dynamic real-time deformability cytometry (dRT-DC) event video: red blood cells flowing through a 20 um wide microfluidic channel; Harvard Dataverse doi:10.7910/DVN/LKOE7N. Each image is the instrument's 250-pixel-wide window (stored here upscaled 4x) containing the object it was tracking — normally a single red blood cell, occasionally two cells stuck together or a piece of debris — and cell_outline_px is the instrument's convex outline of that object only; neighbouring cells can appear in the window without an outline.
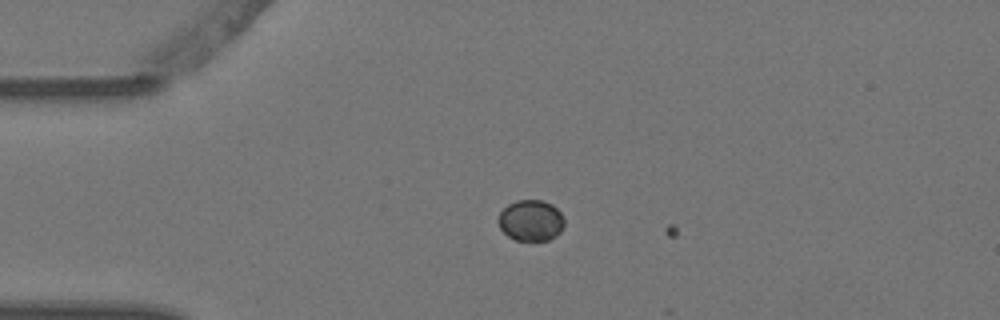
{"species": "Egyptian fruit bat (a non-hibernating species)", "species_latin": "Rousettus aegyptiacus", "temperature_condition": "warm", "stored_images_in_passage": 3, "camera_frame_rate_fps": 3000, "um_per_image_px": 0.085, "animal": {"sex": "female"}, "frame": {"image": 1, "passage_image": 2, "time_ms": 0.333, "image_size_px": [1000, 320], "cell_outline_px": [[564, 224], [560, 232], [556, 236], [548, 240], [516, 240], [508, 236], [500, 228], [496, 220], [500, 212], [508, 204], [516, 200], [544, 200], [552, 204], [564, 216]], "centroid_in_image_um": [45.12, 18.73], "position_along_channel_um": 39.9, "area_um2": 15.95}}